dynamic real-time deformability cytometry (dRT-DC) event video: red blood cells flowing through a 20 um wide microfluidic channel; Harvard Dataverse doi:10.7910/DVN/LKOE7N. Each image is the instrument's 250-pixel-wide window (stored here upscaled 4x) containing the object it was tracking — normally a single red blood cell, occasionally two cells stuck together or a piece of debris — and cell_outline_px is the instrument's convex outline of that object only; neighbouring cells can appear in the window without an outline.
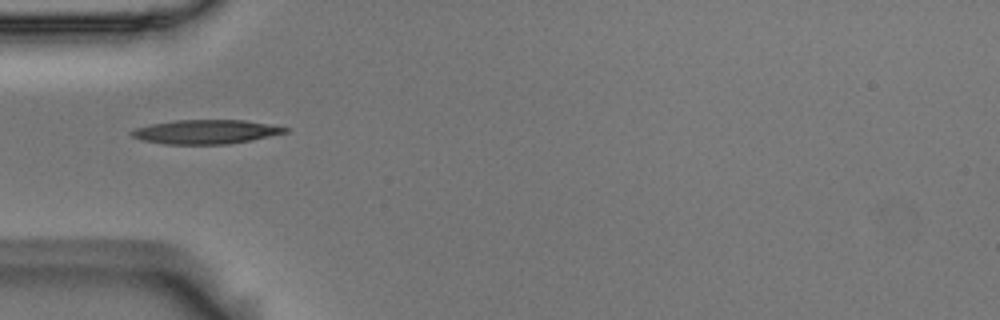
{"species": "Egyptian fruit bat (a non-hibernating species)", "species_latin": "Rousettus aegyptiacus", "temperature_condition": "room temperature", "stored_images_in_passage": 34, "camera_frame_rate_fps": 3000, "um_per_image_px": 0.085, "animal": {"sex": "male"}, "frame": {"image": 1, "passage_image": 1, "time_ms": 0.0, "image_size_px": [1000, 320], "cell_outline_px": [[288, 132], [252, 140], [228, 144], [164, 144], [140, 140], [132, 136], [128, 132], [136, 128], [152, 124], [176, 120], [244, 120], [288, 128]], "centroid_in_image_um": [17.46, 11.21], "position_along_channel_um": 67.5, "area_um2": 21.44}}
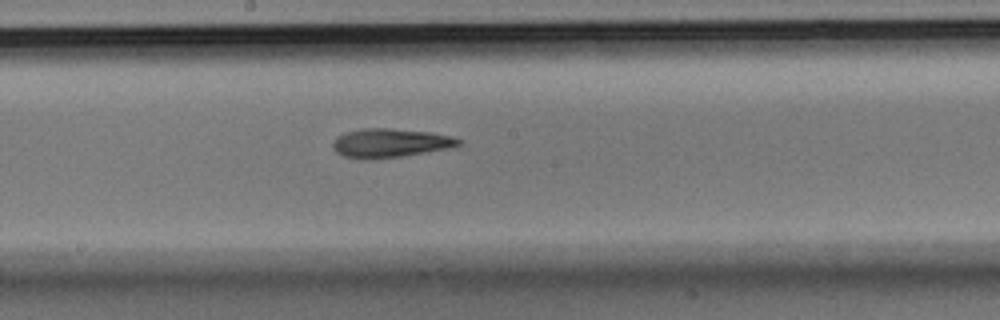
{"frame": {"image": 2, "passage_image": 13, "time_ms": 4.0, "image_size_px": [1000, 320], "cell_outline_px": [[464, 140], [460, 144], [452, 148], [400, 156], [372, 160], [364, 160], [344, 156], [336, 152], [332, 148], [332, 144], [340, 136], [348, 132], [364, 128], [388, 128], [432, 132], [452, 136]], "centroid_in_image_um": [33.22, 12.16], "position_along_channel_um": 215.0, "area_um2": 21.21}}
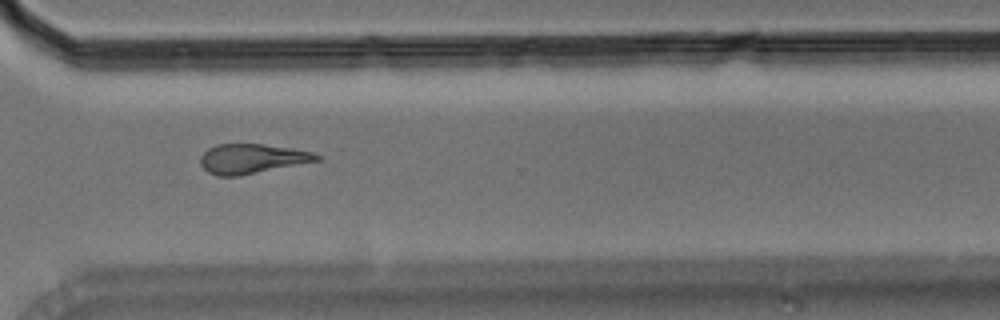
{"frame": {"image": 3, "passage_image": 24, "time_ms": 7.667, "image_size_px": [1000, 320], "cell_outline_px": [[320, 160], [240, 176], [216, 176], [208, 172], [200, 164], [200, 156], [208, 148], [216, 144], [264, 144], [292, 148], [312, 152], [320, 156]], "centroid_in_image_um": [21.38, 13.49], "position_along_channel_um": 349.2, "area_um2": 20.11}, "authors_computed_cell_mechanics": {"area_um2": 20.4034, "velocity_mm_per_s": 3.6684, "shape_relaxation_time_tau1_ms": 6.4814, "shape_relaxation_time_tau2_ms": 9.5062, "deformation_change_tau1": 0.1944, "deformation_change_tau2": 0.2238}}